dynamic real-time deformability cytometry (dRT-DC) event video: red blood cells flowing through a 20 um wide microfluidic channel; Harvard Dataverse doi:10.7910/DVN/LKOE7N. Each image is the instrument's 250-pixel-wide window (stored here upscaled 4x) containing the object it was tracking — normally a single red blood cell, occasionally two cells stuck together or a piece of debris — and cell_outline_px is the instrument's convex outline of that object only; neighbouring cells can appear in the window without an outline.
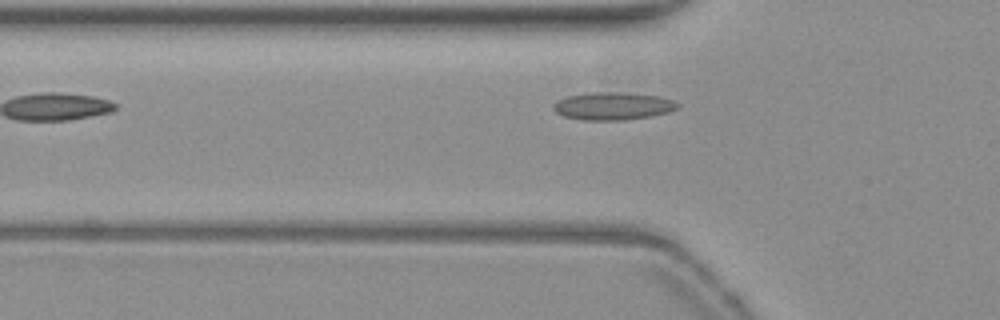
{"species": "common noctule bat (a hibernating species)", "species_latin": "Nyctalus noctula", "temperature_condition": "warm", "stored_images_in_passage": 7, "camera_frame_rate_fps": 3000, "um_per_image_px": 0.085, "animal": {"sex": "female", "body_mass_g": 19.3, "forearm_length_mm": 54.1}, "frame": {"image": 1, "passage_image": 4, "time_ms": 1.0, "image_size_px": [1000, 320], "cell_outline_px": [[680, 108], [668, 112], [652, 116], [624, 120], [580, 120], [564, 116], [556, 112], [552, 108], [552, 104], [556, 100], [568, 96], [592, 92], [616, 92], [660, 96], [672, 100], [680, 104]], "centroid_in_image_um": [52.09, 9.02], "position_along_channel_um": 73.7, "area_um2": 20.17}}